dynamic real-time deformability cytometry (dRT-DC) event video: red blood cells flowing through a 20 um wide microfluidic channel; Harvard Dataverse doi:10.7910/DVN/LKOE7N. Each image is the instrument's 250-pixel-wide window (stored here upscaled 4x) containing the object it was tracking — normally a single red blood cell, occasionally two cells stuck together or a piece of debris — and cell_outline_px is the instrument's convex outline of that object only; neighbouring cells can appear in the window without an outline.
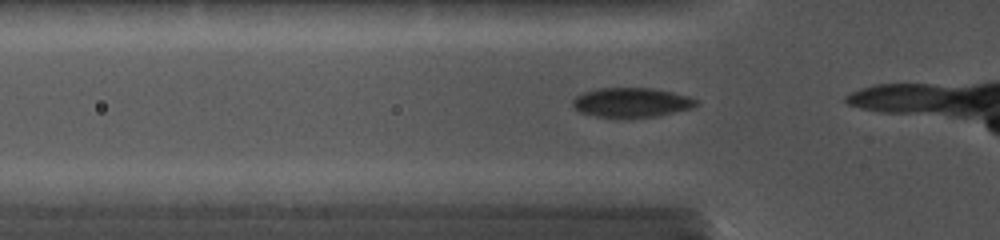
{"species": "common noctule bat (a hibernating species)", "species_latin": "Nyctalus noctula", "temperature_condition": "cold", "stored_images_in_passage": 10, "camera_frame_rate_fps": 5000, "um_per_image_px": 0.085, "animal": {"sex": "female", "body_mass_g": 19.0, "forearm_length_mm": 56.7}, "frame": {"image": 1, "passage_image": 4, "time_ms": 0.6, "image_size_px": [1000, 240], "cell_outline_px": [[700, 104], [692, 108], [660, 116], [596, 116], [580, 112], [572, 104], [572, 100], [576, 96], [584, 92], [596, 88], [652, 88], [672, 92], [688, 96], [700, 100]], "centroid_in_image_um": [53.73, 8.69], "position_along_channel_um": 72.1, "area_um2": 21.04}}